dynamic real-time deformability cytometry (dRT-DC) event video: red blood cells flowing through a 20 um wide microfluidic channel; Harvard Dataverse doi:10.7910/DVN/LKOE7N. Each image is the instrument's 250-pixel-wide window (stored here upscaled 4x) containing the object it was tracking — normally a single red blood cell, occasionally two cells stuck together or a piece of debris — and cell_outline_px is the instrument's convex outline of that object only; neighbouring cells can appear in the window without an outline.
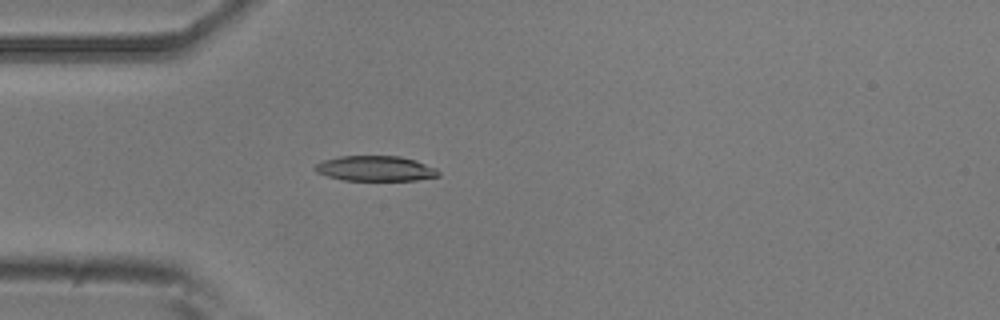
{"species": "common noctule bat (a hibernating species)", "species_latin": "Nyctalus noctula", "temperature_condition": "room temperature", "stored_images_in_passage": 1, "camera_frame_rate_fps": 3000, "um_per_image_px": 0.085, "animal": {"sex": "male", "body_mass_g": 20.5, "forearm_length_mm": 52.5}, "frame": {"image": 1, "passage_image": 1, "time_ms": 0.0, "image_size_px": [1000, 320], "cell_outline_px": [[440, 176], [416, 180], [344, 180], [328, 176], [316, 172], [312, 168], [316, 164], [324, 160], [340, 156], [400, 156], [416, 160], [436, 168], [440, 172]], "centroid_in_image_um": [31.92, 14.32], "position_along_channel_um": 53.1, "area_um2": 18.15}}